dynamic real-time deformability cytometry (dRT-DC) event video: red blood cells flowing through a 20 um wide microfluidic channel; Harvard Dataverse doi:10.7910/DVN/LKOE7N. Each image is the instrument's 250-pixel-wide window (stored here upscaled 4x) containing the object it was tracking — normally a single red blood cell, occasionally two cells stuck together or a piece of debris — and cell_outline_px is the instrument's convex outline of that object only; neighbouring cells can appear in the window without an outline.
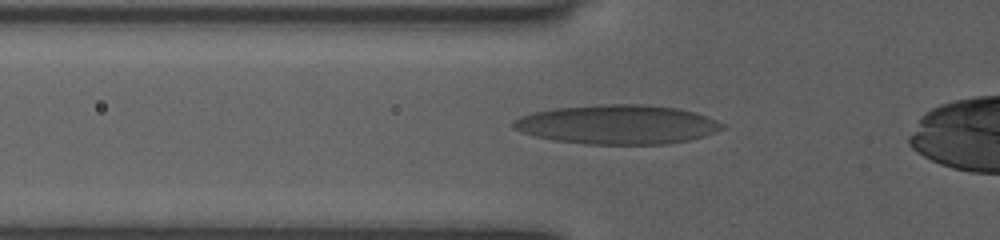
{"species": "human", "species_latin": "Homo sapiens", "temperature_condition": "room temperature", "stored_images_in_passage": 21, "camera_frame_rate_fps": 3000, "um_per_image_px": 0.085, "donor": {"sex": "female"}, "frame": {"image": 1, "passage_image": 8, "time_ms": 3.0, "image_size_px": [1000, 240], "cell_outline_px": [[728, 128], [704, 136], [688, 140], [668, 144], [584, 144], [552, 140], [520, 132], [512, 128], [512, 120], [520, 116], [532, 112], [556, 108], [600, 104], [640, 104], [676, 108], [696, 112], [716, 120], [724, 124]], "centroid_in_image_um": [52.47, 10.58], "position_along_channel_um": 73.3, "area_um2": 48.09}}
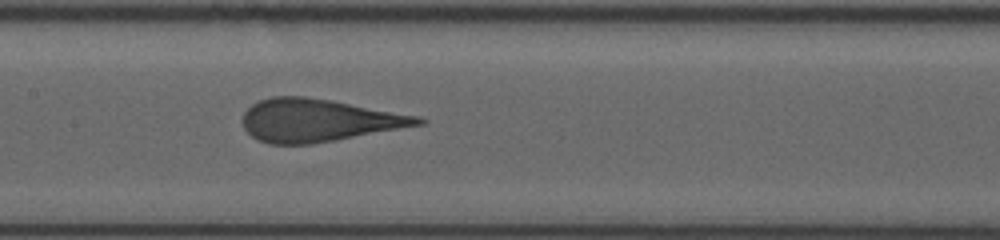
{"frame": {"image": 2, "passage_image": 15, "time_ms": 5.667, "image_size_px": [1000, 240], "cell_outline_px": [[428, 120], [424, 124], [336, 140], [312, 144], [268, 144], [256, 140], [244, 128], [244, 112], [256, 100], [272, 96], [304, 96], [332, 100], [420, 116]], "centroid_in_image_um": [27.06, 10.22], "position_along_channel_um": 180.3, "area_um2": 43.75}}
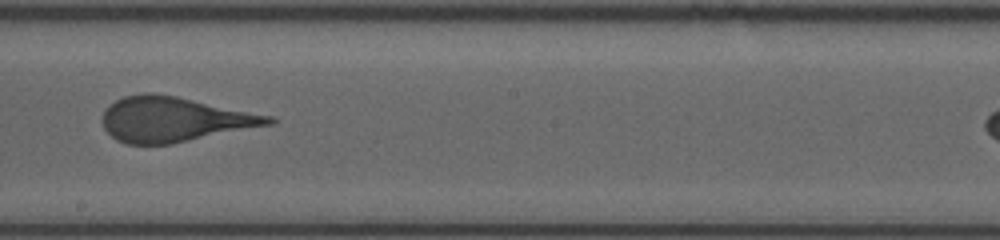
{"frame": {"image": 3, "passage_image": 19, "time_ms": 7.0, "image_size_px": [1000, 240], "cell_outline_px": [[276, 124], [172, 144], [128, 144], [116, 140], [104, 128], [104, 112], [116, 100], [124, 96], [144, 92], [148, 92], [176, 96], [272, 116], [276, 120]], "centroid_in_image_um": [14.86, 10.15], "position_along_channel_um": 233.3, "area_um2": 43.35}}